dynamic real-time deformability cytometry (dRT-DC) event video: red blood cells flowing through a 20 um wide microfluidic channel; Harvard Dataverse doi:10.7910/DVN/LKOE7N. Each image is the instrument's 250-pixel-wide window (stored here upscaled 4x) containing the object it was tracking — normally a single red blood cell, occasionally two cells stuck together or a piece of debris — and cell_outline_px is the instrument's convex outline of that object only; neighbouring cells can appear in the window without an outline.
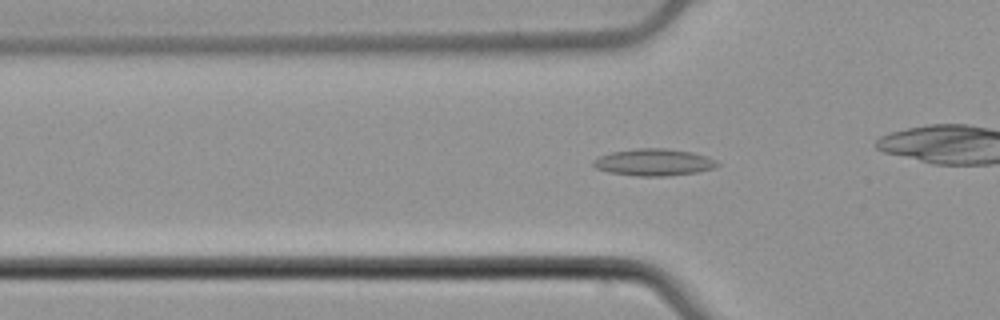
{"species": "common noctule bat (a hibernating species)", "species_latin": "Nyctalus noctula", "temperature_condition": "cold", "stored_images_in_passage": 37, "camera_frame_rate_fps": 3000, "um_per_image_px": 0.085, "animal": {"sex": "male", "body_mass_g": 21.5, "forearm_length_mm": 52.0}, "frame": {"image": 1, "passage_image": 12, "time_ms": 3.667, "image_size_px": [1000, 320], "cell_outline_px": [[720, 164], [712, 168], [696, 172], [668, 176], [636, 176], [608, 172], [596, 168], [592, 164], [592, 160], [600, 156], [612, 152], [636, 148], [664, 148], [692, 152], [708, 156], [716, 160]], "centroid_in_image_um": [55.56, 13.79], "position_along_channel_um": 70.2, "area_um2": 19.48}}
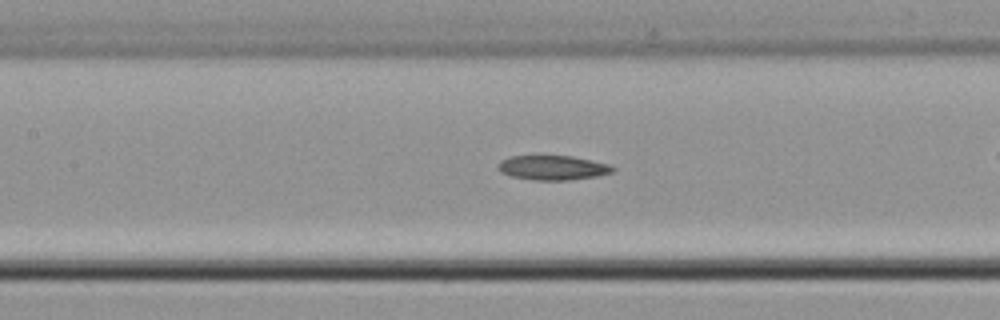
{"frame": {"image": 2, "passage_image": 19, "time_ms": 6.0, "image_size_px": [1000, 320], "cell_outline_px": [[616, 168], [612, 172], [596, 176], [568, 180], [532, 180], [508, 176], [500, 172], [496, 168], [500, 160], [512, 156], [572, 156], [592, 160], [608, 164]], "centroid_in_image_um": [46.93, 14.26], "position_along_channel_um": 160.5, "area_um2": 16.47}}
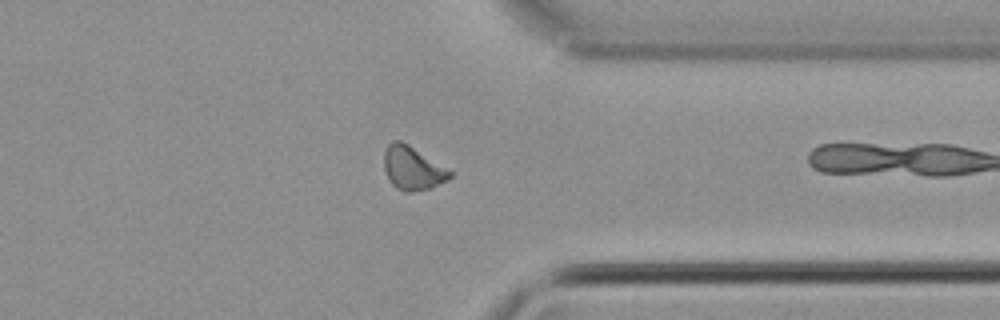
{"frame": {"image": 3, "passage_image": 36, "time_ms": 11.667, "image_size_px": [1000, 320], "cell_outline_px": [[452, 176], [448, 180], [432, 188], [408, 192], [404, 192], [396, 188], [388, 180], [384, 168], [384, 152], [388, 144], [392, 140], [400, 140], [408, 144], [452, 172]], "centroid_in_image_um": [35.04, 14.31], "position_along_channel_um": 376.4, "area_um2": 16.65}}